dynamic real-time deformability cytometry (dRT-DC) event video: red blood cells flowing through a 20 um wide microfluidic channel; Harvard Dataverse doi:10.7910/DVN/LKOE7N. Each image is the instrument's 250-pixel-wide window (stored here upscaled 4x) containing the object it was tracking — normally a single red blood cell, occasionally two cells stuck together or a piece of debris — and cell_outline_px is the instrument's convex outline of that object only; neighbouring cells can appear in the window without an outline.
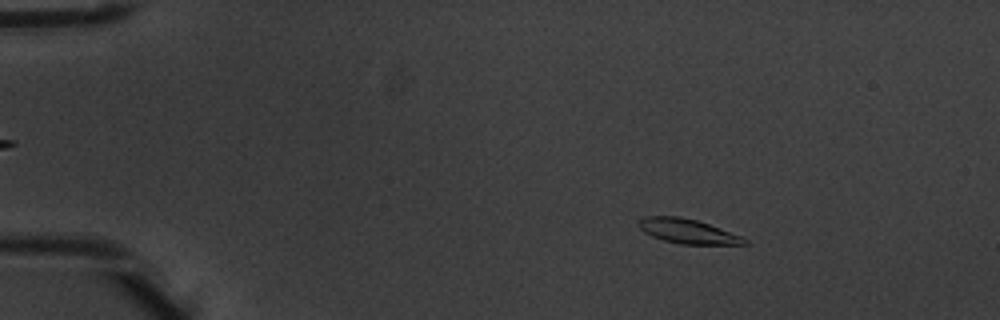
{"species": "common noctule bat (a hibernating species)", "species_latin": "Nyctalus noctula", "temperature_condition": "warm", "stored_images_in_passage": 5, "camera_frame_rate_fps": 3000, "um_per_image_px": 0.085, "animal": {"sex": "male", "body_mass_g": 20.1, "forearm_length_mm": 53.5}, "frame": {"image": 1, "passage_image": 2, "time_ms": 0.333, "image_size_px": [1000, 320], "cell_outline_px": [[748, 244], [680, 244], [664, 240], [652, 236], [644, 232], [636, 224], [644, 216], [680, 216], [696, 220], [720, 228], [740, 236], [748, 240]], "centroid_in_image_um": [58.42, 19.65], "position_along_channel_um": 26.6, "area_um2": 14.97}}
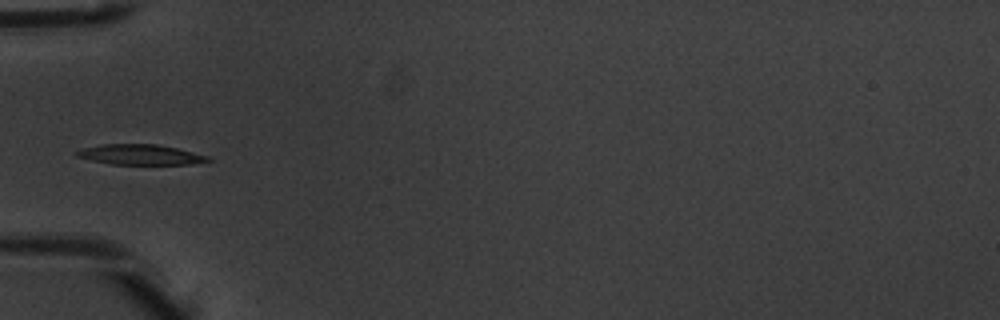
{"frame": {"image": 2, "passage_image": 5, "time_ms": 1.333, "image_size_px": [1000, 320], "cell_outline_px": [[212, 160], [192, 164], [112, 164], [92, 160], [76, 156], [76, 152], [80, 148], [100, 144], [156, 144], [176, 148], [208, 156]], "centroid_in_image_um": [11.9, 13.13], "position_along_channel_um": 73.1, "area_um2": 15.37}}